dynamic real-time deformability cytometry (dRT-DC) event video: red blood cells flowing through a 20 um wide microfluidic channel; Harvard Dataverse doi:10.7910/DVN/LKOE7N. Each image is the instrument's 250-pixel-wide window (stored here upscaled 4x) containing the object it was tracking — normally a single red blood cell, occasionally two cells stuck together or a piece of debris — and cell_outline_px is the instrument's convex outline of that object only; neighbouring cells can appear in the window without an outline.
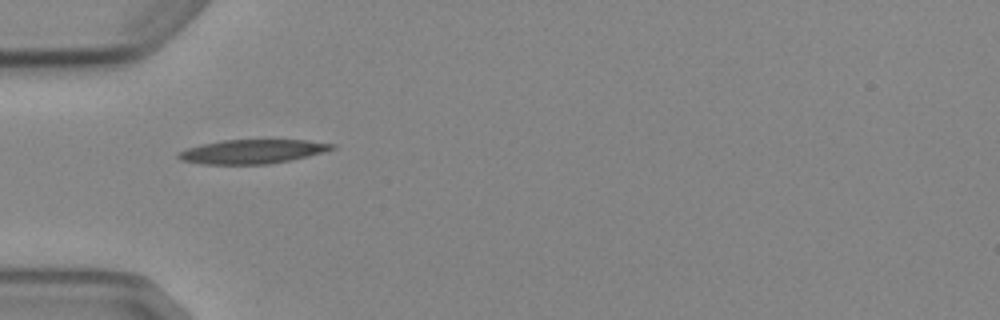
{"species": "Egyptian fruit bat (a non-hibernating species)", "species_latin": "Rousettus aegyptiacus", "temperature_condition": "cold", "stored_images_in_passage": 2, "camera_frame_rate_fps": 3000, "um_per_image_px": 0.085, "animal": {"sex": "female"}, "frame": {"image": 1, "passage_image": 1, "time_ms": 0.0, "image_size_px": [1000, 320], "cell_outline_px": [[336, 148], [324, 152], [292, 160], [268, 164], [200, 164], [180, 160], [176, 156], [176, 152], [200, 144], [224, 140], [308, 140], [336, 144]], "centroid_in_image_um": [21.44, 12.88], "position_along_channel_um": 63.6, "area_um2": 21.73}}
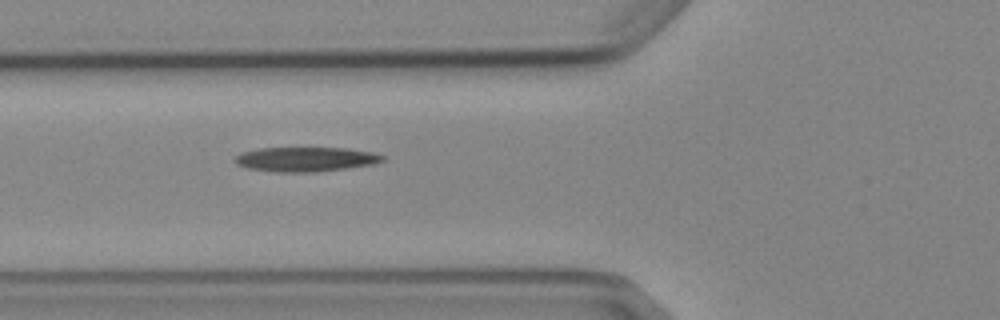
{"frame": {"image": 2, "passage_image": 2, "time_ms": 1.0, "image_size_px": [1000, 320], "cell_outline_px": [[384, 160], [372, 164], [348, 168], [316, 172], [276, 172], [248, 168], [236, 164], [232, 160], [236, 156], [244, 152], [256, 148], [348, 148], [372, 152], [384, 156]], "centroid_in_image_um": [25.96, 13.54], "position_along_channel_um": 99.8, "area_um2": 21.1}}